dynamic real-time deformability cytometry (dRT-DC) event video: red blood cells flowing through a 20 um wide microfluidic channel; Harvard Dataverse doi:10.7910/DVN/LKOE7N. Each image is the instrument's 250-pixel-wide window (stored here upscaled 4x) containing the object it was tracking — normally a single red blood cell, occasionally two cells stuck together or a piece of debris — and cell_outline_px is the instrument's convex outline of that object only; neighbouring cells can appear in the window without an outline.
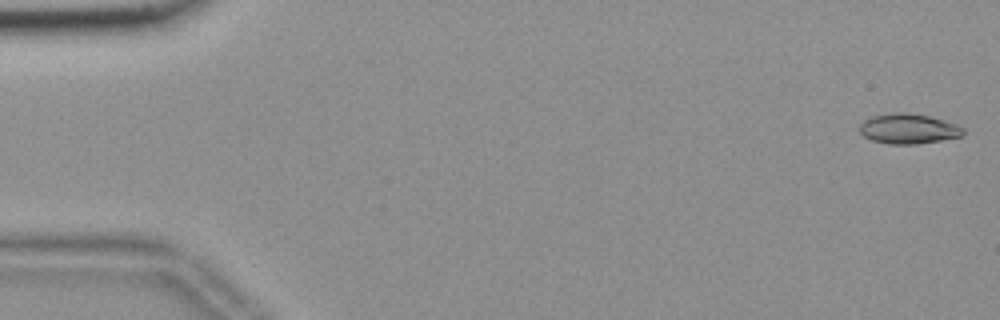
{"species": "common noctule bat (a hibernating species)", "species_latin": "Nyctalus noctula", "temperature_condition": "room temperature", "stored_images_in_passage": 55, "camera_frame_rate_fps": 3000, "um_per_image_px": 0.085, "animal": {"sex": "female", "body_mass_g": 18.4}, "frame": {"image": 1, "passage_image": 1, "time_ms": 0.0, "image_size_px": [1000, 320], "cell_outline_px": [[964, 132], [960, 136], [940, 140], [916, 144], [888, 144], [872, 140], [864, 136], [860, 132], [860, 124], [864, 120], [872, 116], [892, 112], [904, 112], [928, 116], [956, 124], [964, 128]], "centroid_in_image_um": [77.18, 10.94], "position_along_channel_um": 7.8, "area_um2": 17.98}}
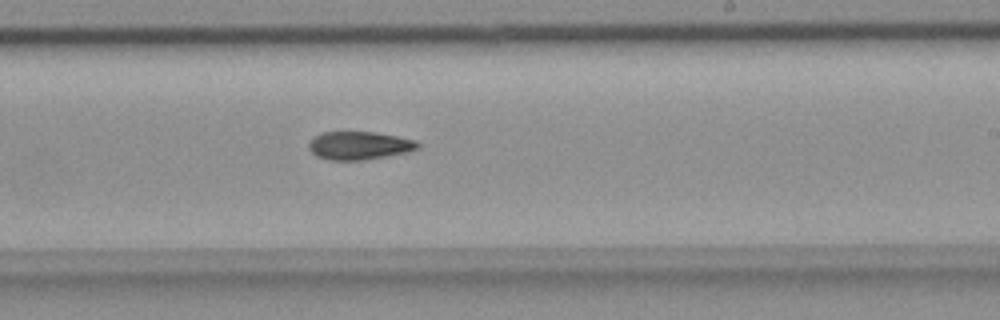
{"frame": {"image": 2, "passage_image": 33, "time_ms": 10.667, "image_size_px": [1000, 320], "cell_outline_px": [[420, 148], [408, 152], [364, 160], [328, 160], [316, 156], [308, 148], [308, 144], [316, 136], [324, 132], [376, 132], [416, 140], [420, 144]], "centroid_in_image_um": [30.56, 12.38], "position_along_channel_um": 258.4, "area_um2": 17.86}}
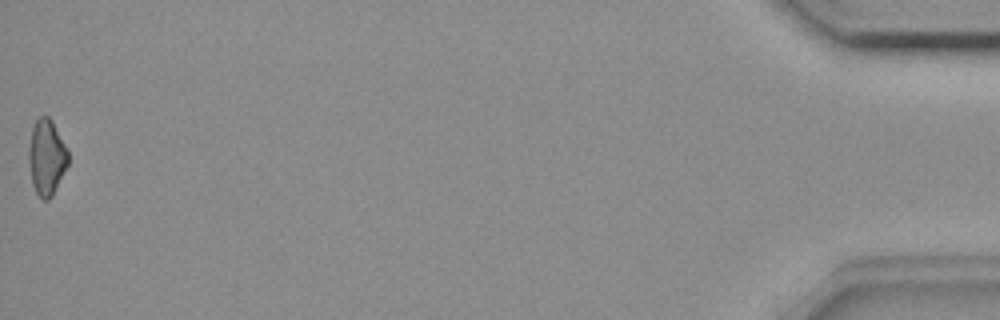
{"frame": {"image": 3, "passage_image": 55, "time_ms": 18.0, "image_size_px": [1000, 320], "cell_outline_px": [[68, 164], [52, 196], [48, 200], [40, 200], [32, 184], [28, 160], [28, 148], [32, 128], [36, 120], [40, 116], [48, 116], [52, 120], [68, 152]], "centroid_in_image_um": [3.94, 13.39], "position_along_channel_um": 431.3, "area_um2": 17.34}}